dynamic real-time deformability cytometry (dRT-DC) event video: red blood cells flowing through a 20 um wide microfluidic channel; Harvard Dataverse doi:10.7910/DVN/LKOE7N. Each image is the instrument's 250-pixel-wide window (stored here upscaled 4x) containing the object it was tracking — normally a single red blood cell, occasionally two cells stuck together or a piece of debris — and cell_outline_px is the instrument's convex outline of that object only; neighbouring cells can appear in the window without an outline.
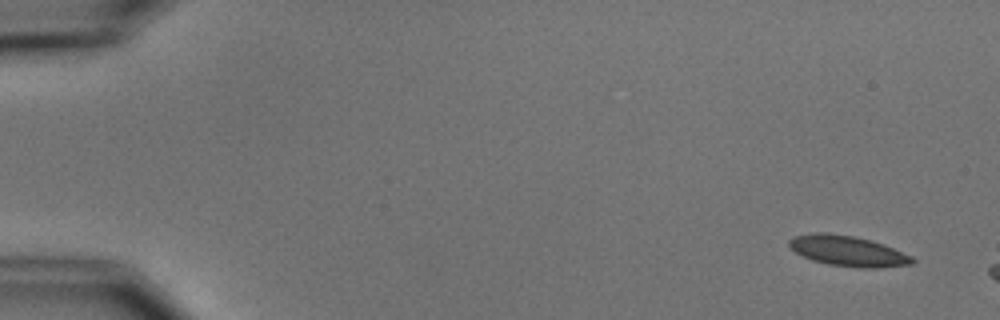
{"species": "common noctule bat (a hibernating species)", "species_latin": "Nyctalus noctula", "temperature_condition": "cold", "stored_images_in_passage": 4, "camera_frame_rate_fps": 3000, "um_per_image_px": 0.085, "animal": {"sex": "male", "body_mass_g": 15.6}, "frame": {"image": 1, "passage_image": 1, "time_ms": 0.0, "image_size_px": [1000, 320], "cell_outline_px": [[916, 264], [876, 268], [860, 268], [828, 264], [812, 260], [796, 252], [788, 244], [788, 240], [792, 236], [816, 232], [828, 232], [852, 236], [872, 240], [884, 244], [912, 256], [916, 260]], "centroid_in_image_um": [72.1, 21.33], "position_along_channel_um": 12.9, "area_um2": 22.02}}